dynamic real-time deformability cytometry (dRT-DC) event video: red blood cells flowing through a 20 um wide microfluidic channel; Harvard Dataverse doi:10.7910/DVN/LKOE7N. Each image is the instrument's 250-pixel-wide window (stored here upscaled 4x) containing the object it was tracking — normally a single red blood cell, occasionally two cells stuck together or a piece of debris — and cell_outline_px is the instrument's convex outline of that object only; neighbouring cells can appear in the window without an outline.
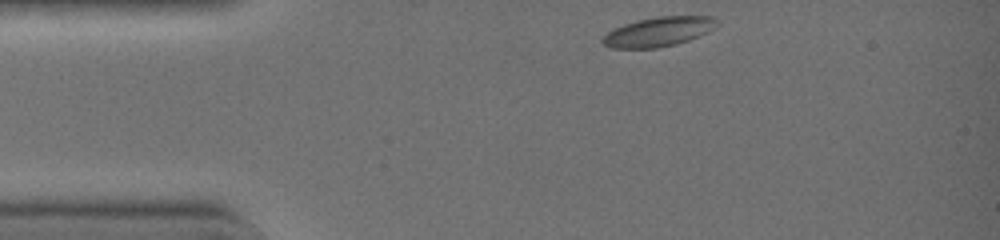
{"species": "common noctule bat (a hibernating species)", "species_latin": "Nyctalus noctula", "temperature_condition": "warm", "stored_images_in_passage": 5, "camera_frame_rate_fps": 3000, "um_per_image_px": 0.085, "animal": {"sex": "female", "body_mass_g": 19.0, "forearm_length_mm": 51.5}, "frame": {"image": 1, "passage_image": 1, "time_ms": 0.0, "image_size_px": [1000, 240], "cell_outline_px": [[720, 24], [708, 32], [688, 40], [676, 44], [656, 48], [612, 48], [604, 44], [600, 40], [608, 32], [624, 24], [640, 20], [660, 16], [712, 16]], "centroid_in_image_um": [56.0, 2.7], "position_along_channel_um": 29.0, "area_um2": 19.42}}